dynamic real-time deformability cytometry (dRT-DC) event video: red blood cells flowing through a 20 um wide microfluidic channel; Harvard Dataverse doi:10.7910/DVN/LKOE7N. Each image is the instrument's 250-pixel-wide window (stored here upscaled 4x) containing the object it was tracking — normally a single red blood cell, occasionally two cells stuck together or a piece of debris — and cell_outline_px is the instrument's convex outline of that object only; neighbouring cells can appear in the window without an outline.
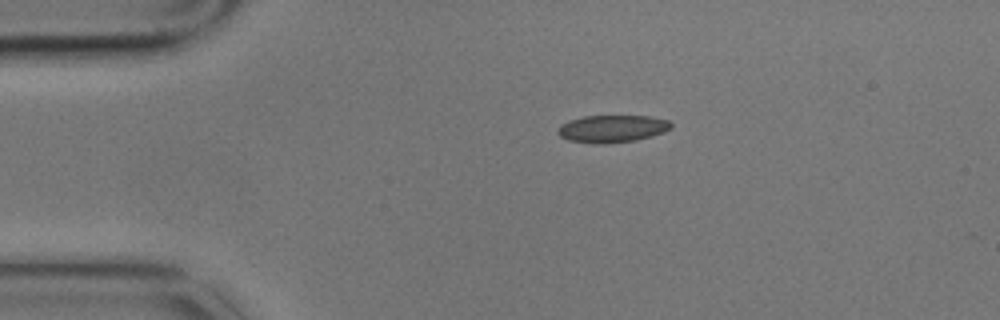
{"species": "common noctule bat (a hibernating species)", "species_latin": "Nyctalus noctula", "temperature_condition": "cold", "stored_images_in_passage": 8, "camera_frame_rate_fps": 3000, "um_per_image_px": 0.085, "animal": {"sex": "male", "body_mass_g": 17.9}, "frame": {"image": 1, "passage_image": 1, "time_ms": 0.0, "image_size_px": [1000, 320], "cell_outline_px": [[672, 128], [664, 132], [652, 136], [636, 140], [604, 144], [596, 144], [568, 140], [560, 136], [556, 132], [560, 124], [568, 120], [584, 116], [652, 116], [668, 120], [672, 124]], "centroid_in_image_um": [52.03, 10.94], "position_along_channel_um": 33.0, "area_um2": 18.26}}
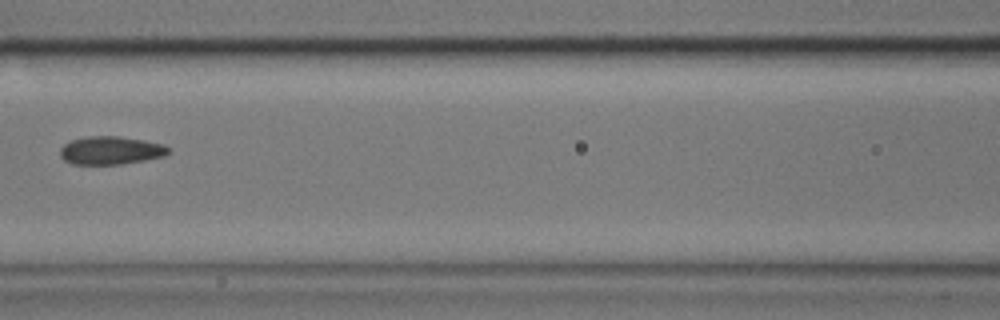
{"frame": {"image": 2, "passage_image": 5, "time_ms": 1.333, "image_size_px": [1000, 320], "cell_outline_px": [[172, 148], [164, 156], [144, 160], [120, 164], [72, 164], [64, 160], [60, 156], [60, 148], [64, 144], [72, 140], [88, 136], [120, 136], [144, 140], [164, 144]], "centroid_in_image_um": [9.42, 12.78], "position_along_channel_um": 157.2, "area_um2": 17.8}}
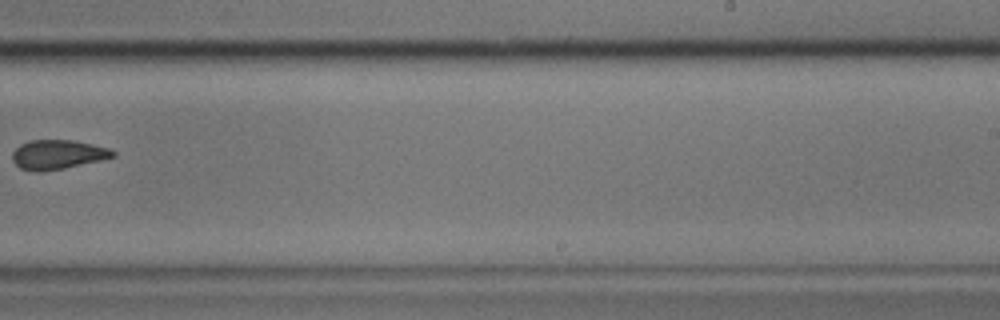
{"frame": {"image": 3, "passage_image": 8, "time_ms": 2.333, "image_size_px": [1000, 320], "cell_outline_px": [[116, 156], [100, 160], [64, 168], [36, 172], [20, 168], [12, 160], [12, 152], [20, 144], [32, 140], [72, 140], [92, 144], [108, 148], [116, 152]], "centroid_in_image_um": [4.89, 13.13], "position_along_channel_um": 284.1, "area_um2": 17.05}}